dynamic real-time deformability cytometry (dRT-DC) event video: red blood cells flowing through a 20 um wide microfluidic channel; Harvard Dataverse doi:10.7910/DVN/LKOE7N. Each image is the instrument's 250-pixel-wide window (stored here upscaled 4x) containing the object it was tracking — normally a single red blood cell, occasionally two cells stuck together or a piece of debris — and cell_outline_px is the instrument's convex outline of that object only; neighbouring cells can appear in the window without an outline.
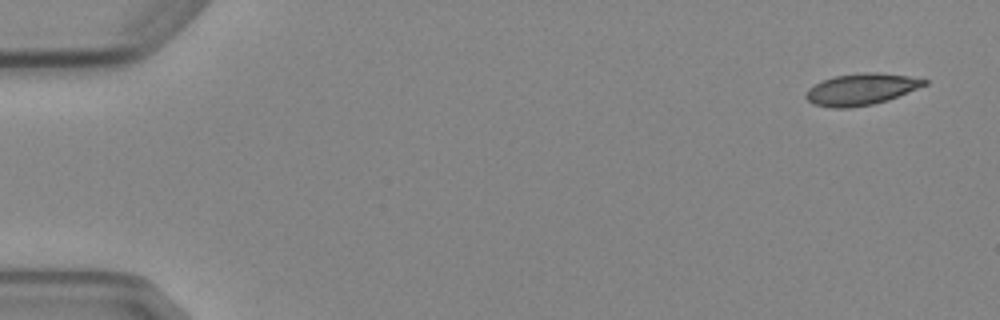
{"species": "Egyptian fruit bat (a non-hibernating species)", "species_latin": "Rousettus aegyptiacus", "temperature_condition": "cold", "stored_images_in_passage": 4, "camera_frame_rate_fps": 3000, "um_per_image_px": 0.085, "animal": {"sex": "female"}, "frame": {"image": 1, "passage_image": 1, "time_ms": 0.0, "image_size_px": [1000, 320], "cell_outline_px": [[928, 84], [888, 100], [872, 104], [848, 108], [832, 108], [812, 104], [804, 96], [804, 92], [808, 88], [832, 76], [864, 72], [876, 72], [908, 76], [928, 80]], "centroid_in_image_um": [73.17, 7.59], "position_along_channel_um": 11.8, "area_um2": 21.79}}